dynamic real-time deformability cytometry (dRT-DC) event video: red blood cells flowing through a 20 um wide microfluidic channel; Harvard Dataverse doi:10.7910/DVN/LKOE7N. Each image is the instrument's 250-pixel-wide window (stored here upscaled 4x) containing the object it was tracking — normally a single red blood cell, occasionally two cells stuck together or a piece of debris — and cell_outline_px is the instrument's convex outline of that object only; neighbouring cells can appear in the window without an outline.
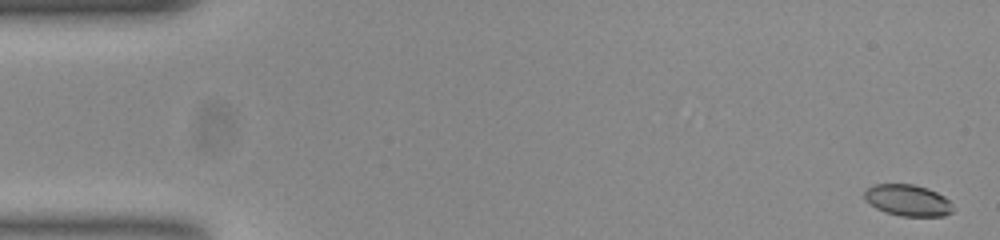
{"species": "common noctule bat (a hibernating species)", "species_latin": "Nyctalus noctula", "temperature_condition": "room temperature", "stored_images_in_passage": 55, "camera_frame_rate_fps": 3000, "um_per_image_px": 0.085, "animal": {"sex": "female", "body_mass_g": 23.0, "forearm_length_mm": 53.4}, "frame": {"image": 1, "passage_image": 1, "time_ms": 0.0, "image_size_px": [1000, 240], "cell_outline_px": [[956, 208], [952, 212], [944, 216], [900, 216], [884, 212], [876, 208], [864, 200], [864, 192], [868, 188], [876, 184], [912, 184], [928, 188], [944, 196]], "centroid_in_image_um": [77.17, 17.03], "position_along_channel_um": 7.8, "area_um2": 16.36}}
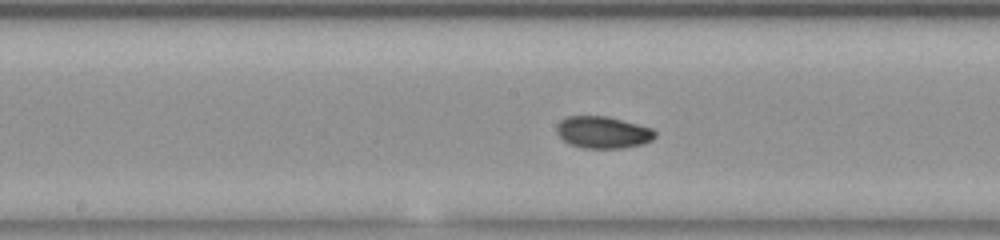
{"frame": {"image": 2, "passage_image": 27, "time_ms": 8.667, "image_size_px": [1000, 240], "cell_outline_px": [[656, 136], [652, 140], [644, 144], [624, 148], [584, 148], [568, 144], [556, 132], [556, 124], [560, 120], [568, 116], [608, 116], [652, 128], [656, 132]], "centroid_in_image_um": [51.25, 11.25], "position_along_channel_um": 197.0, "area_um2": 18.5}}
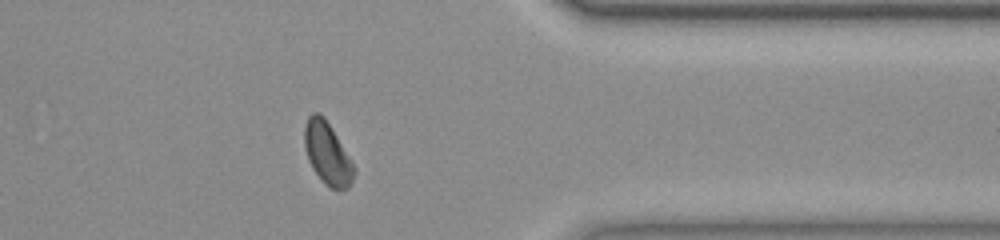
{"frame": {"image": 3, "passage_image": 43, "time_ms": 14.0, "image_size_px": [1000, 240], "cell_outline_px": [[356, 172], [348, 188], [332, 188], [324, 184], [312, 168], [308, 160], [304, 148], [304, 124], [308, 116], [312, 112], [316, 112], [324, 116], [348, 156]], "centroid_in_image_um": [27.78, 13.02], "position_along_channel_um": 383.6, "area_um2": 17.69}, "authors_computed_cell_mechanics": {"area_um2": 17.5712, "velocity_mm_per_s": 3.7821, "shape_relaxation_time_tau1_ms": 2.5874, "shape_relaxation_time_tau2_ms": 2.7244, "deformation_change_tau1": 0.0723, "deformation_change_tau2": 0.0526}}